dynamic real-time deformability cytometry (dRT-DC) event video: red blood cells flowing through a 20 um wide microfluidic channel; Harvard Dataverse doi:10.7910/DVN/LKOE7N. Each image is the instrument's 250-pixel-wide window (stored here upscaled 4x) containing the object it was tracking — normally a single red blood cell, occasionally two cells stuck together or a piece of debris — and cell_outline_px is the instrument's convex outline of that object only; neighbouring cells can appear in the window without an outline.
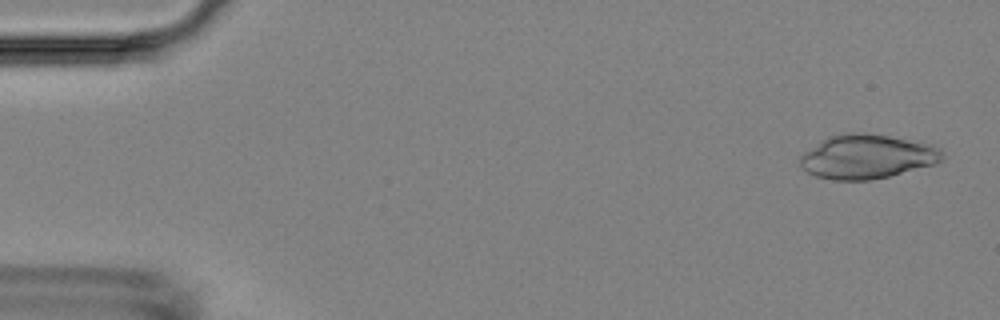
{"species": "Egyptian fruit bat (a non-hibernating species)", "species_latin": "Rousettus aegyptiacus", "temperature_condition": "room temperature", "stored_images_in_passage": 50, "camera_frame_rate_fps": 3000, "um_per_image_px": 0.085, "animal": {"sex": "female"}, "frame": {"image": 1, "passage_image": 2, "time_ms": 0.333, "image_size_px": [1000, 320], "cell_outline_px": [[944, 156], [936, 164], [872, 180], [832, 180], [816, 176], [808, 172], [800, 164], [800, 156], [804, 152], [828, 136], [844, 132], [868, 132], [920, 140], [932, 144], [940, 148], [944, 152]], "centroid_in_image_um": [73.75, 13.28], "position_along_channel_um": 11.3, "area_um2": 37.17}}